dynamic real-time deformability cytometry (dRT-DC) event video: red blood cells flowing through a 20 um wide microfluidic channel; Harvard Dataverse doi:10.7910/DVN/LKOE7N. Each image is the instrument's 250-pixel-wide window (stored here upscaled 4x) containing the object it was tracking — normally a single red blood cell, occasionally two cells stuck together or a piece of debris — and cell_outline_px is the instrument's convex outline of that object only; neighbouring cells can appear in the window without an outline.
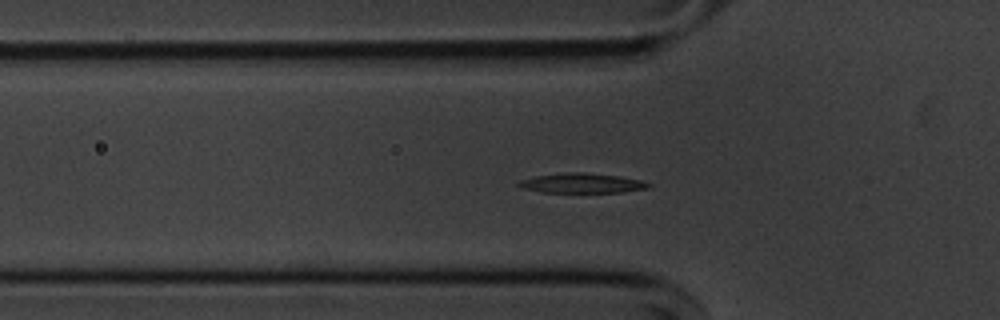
{"species": "common noctule bat (a hibernating species)", "species_latin": "Nyctalus noctula", "temperature_condition": "cold", "stored_images_in_passage": 50, "segment_of_instrument_passage": [1, 2], "camera_frame_rate_fps": 3000, "um_per_image_px": 0.085, "animal": {"sex": "male", "body_mass_g": 20.1, "forearm_length_mm": 53.5}, "frame": {"image": 1, "passage_image": 12, "time_ms": 3.667, "image_size_px": [1000, 320], "cell_outline_px": [[652, 184], [648, 188], [624, 192], [540, 192], [524, 188], [516, 184], [520, 180], [536, 176], [568, 172], [584, 172], [620, 176], [640, 180]], "centroid_in_image_um": [49.48, 15.56], "position_along_channel_um": 76.3, "area_um2": 14.85}}
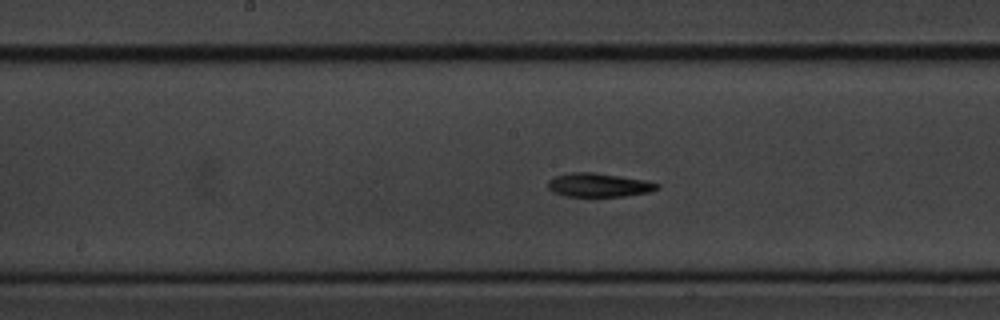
{"frame": {"image": 2, "passage_image": 22, "time_ms": 7.0, "image_size_px": [1000, 320], "cell_outline_px": [[660, 188], [648, 192], [624, 196], [564, 196], [552, 192], [548, 188], [548, 180], [552, 176], [572, 172], [592, 172], [644, 180], [660, 184]], "centroid_in_image_um": [50.84, 15.72], "position_along_channel_um": 197.4, "area_um2": 15.09}}
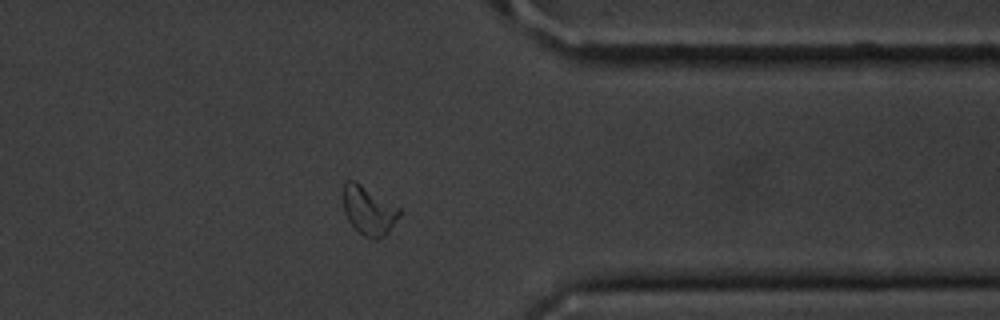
{"frame": {"image": 3, "passage_image": 38, "time_ms": 12.333, "image_size_px": [1000, 320], "cell_outline_px": [[400, 216], [388, 232], [384, 236], [376, 240], [372, 240], [364, 236], [348, 220], [344, 212], [344, 184], [348, 180], [352, 180], [360, 184], [400, 208]], "centroid_in_image_um": [31.35, 17.93], "position_along_channel_um": 380.0, "area_um2": 15.61}}